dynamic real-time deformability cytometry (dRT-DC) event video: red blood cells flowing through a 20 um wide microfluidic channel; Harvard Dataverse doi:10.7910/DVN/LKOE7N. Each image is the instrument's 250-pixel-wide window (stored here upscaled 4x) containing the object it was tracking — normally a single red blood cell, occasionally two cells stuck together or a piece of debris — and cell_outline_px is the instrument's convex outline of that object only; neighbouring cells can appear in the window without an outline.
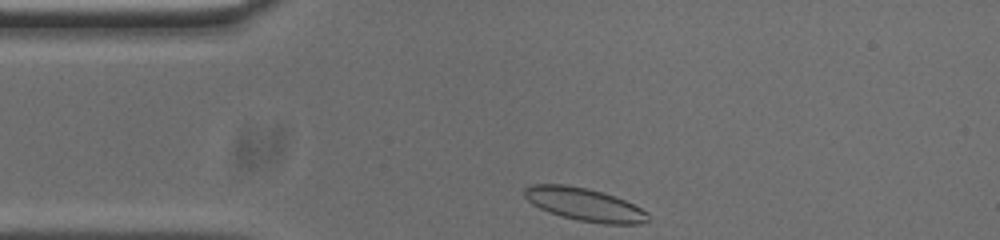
{"species": "common noctule bat (a hibernating species)", "species_latin": "Nyctalus noctula", "temperature_condition": "cold", "stored_images_in_passage": 32, "camera_frame_rate_fps": 3000, "um_per_image_px": 0.085, "animal": {"sex": "male", "body_mass_g": 20.0, "forearm_length_mm": 53.3}, "frame": {"image": 1, "passage_image": 1, "time_ms": 0.0, "image_size_px": [1000, 240], "cell_outline_px": [[648, 220], [640, 224], [604, 224], [580, 220], [560, 216], [548, 212], [532, 204], [524, 196], [524, 188], [532, 184], [564, 184], [588, 188], [616, 196], [648, 212]], "centroid_in_image_um": [49.66, 17.37], "position_along_channel_um": 35.3, "area_um2": 23.7}}
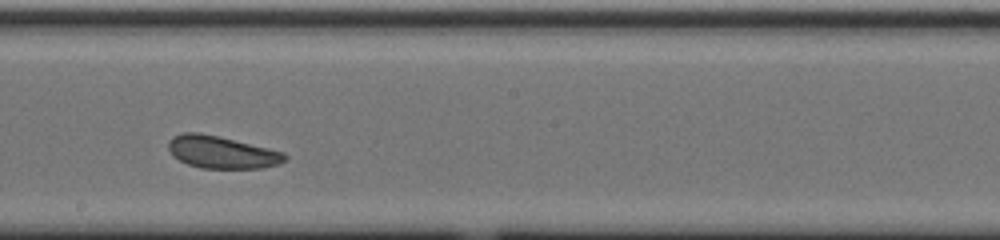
{"frame": {"image": 2, "passage_image": 19, "time_ms": 6.0, "image_size_px": [1000, 240], "cell_outline_px": [[288, 160], [280, 164], [264, 168], [200, 168], [188, 164], [172, 156], [168, 148], [168, 140], [172, 136], [184, 132], [200, 132], [220, 136], [284, 152], [288, 156]], "centroid_in_image_um": [18.85, 12.93], "position_along_channel_um": 229.3, "area_um2": 22.25}}
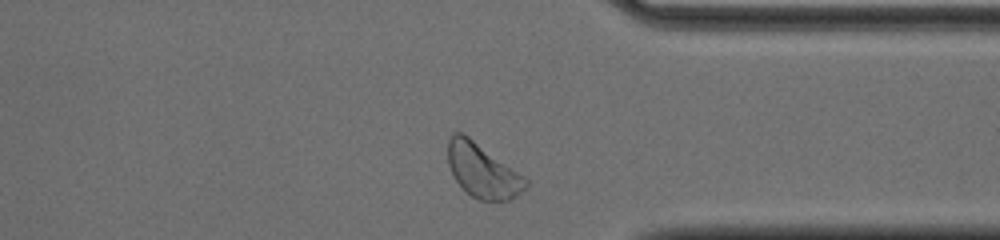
{"frame": {"image": 3, "passage_image": 31, "time_ms": 10.0, "image_size_px": [1000, 240], "cell_outline_px": [[528, 188], [516, 196], [508, 200], [480, 200], [472, 196], [456, 180], [448, 164], [448, 140], [452, 132], [464, 132], [524, 176], [528, 180]], "centroid_in_image_um": [41.03, 14.48], "position_along_channel_um": 370.4, "area_um2": 24.39}, "authors_computed_cell_mechanics": {"area_um2": 21.9929, "velocity_mm_per_s": 3.6759, "shape_relaxation_time_tau1_ms": 5.3189, "shape_relaxation_time_tau2_ms": 2.9641, "deformation_change_tau1": 0.0932, "deformation_change_tau2": 0.0886}}